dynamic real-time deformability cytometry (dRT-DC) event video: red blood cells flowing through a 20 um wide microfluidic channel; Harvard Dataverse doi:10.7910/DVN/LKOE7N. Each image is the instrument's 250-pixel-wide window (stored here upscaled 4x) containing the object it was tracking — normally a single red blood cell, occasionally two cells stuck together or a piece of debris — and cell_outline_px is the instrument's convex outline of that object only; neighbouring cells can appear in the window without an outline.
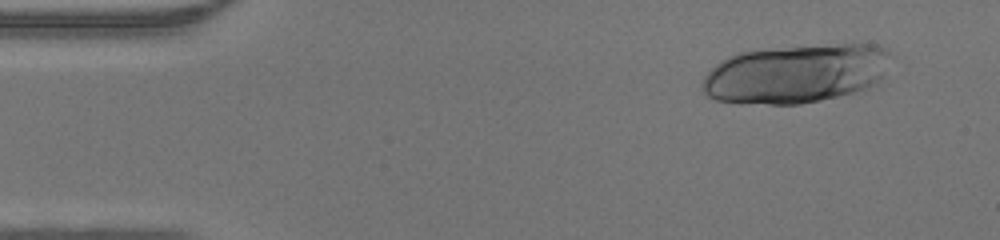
{"species": "human", "species_latin": "Homo sapiens", "temperature_condition": "warm", "stored_images_in_passage": 44, "camera_frame_rate_fps": 3000, "um_per_image_px": 0.085, "donor": {"sex": "male"}, "frame": {"image": 1, "passage_image": 3, "time_ms": 0.667, "image_size_px": [1000, 240], "cell_outline_px": [[888, 52], [884, 72], [880, 80], [864, 92], [800, 104], [768, 104], [716, 100], [708, 96], [704, 92], [704, 76], [720, 60], [728, 56], [740, 52], [788, 48], [840, 44], [880, 44]], "centroid_in_image_um": [67.7, 6.28], "position_along_channel_um": 17.3, "area_um2": 63.98}}
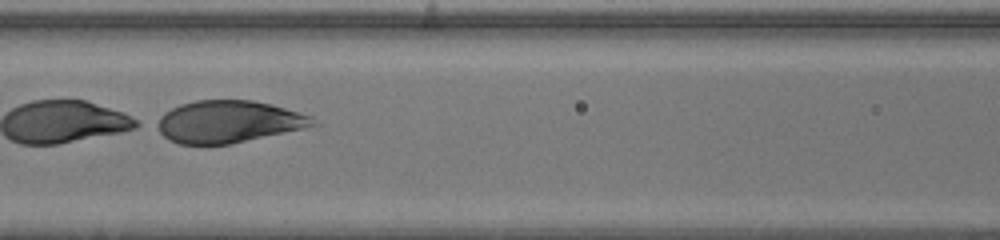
{"frame": {"image": 2, "passage_image": 19, "time_ms": 6.0, "image_size_px": [1000, 240], "cell_outline_px": [[320, 124], [304, 128], [232, 144], [180, 144], [168, 140], [152, 124], [164, 112], [180, 104], [196, 100], [252, 100], [272, 104], [312, 116]], "centroid_in_image_um": [19.39, 10.34], "position_along_channel_um": 147.2, "area_um2": 38.55}}
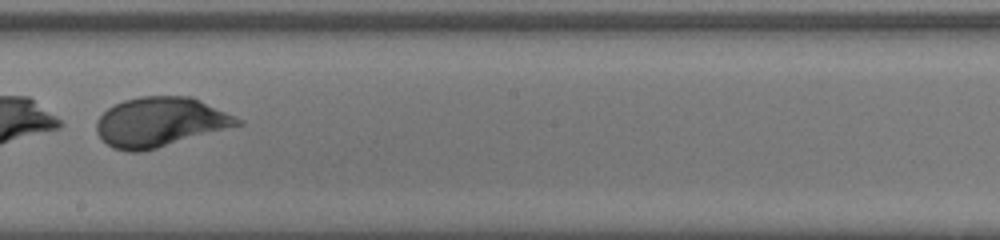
{"frame": {"image": 3, "passage_image": 25, "time_ms": 8.0, "image_size_px": [1000, 240], "cell_outline_px": [[244, 124], [156, 148], [140, 152], [128, 152], [112, 148], [96, 132], [96, 120], [108, 108], [124, 100], [140, 96], [192, 96], [244, 120]], "centroid_in_image_um": [13.63, 10.37], "position_along_channel_um": 234.6, "area_um2": 40.63}}